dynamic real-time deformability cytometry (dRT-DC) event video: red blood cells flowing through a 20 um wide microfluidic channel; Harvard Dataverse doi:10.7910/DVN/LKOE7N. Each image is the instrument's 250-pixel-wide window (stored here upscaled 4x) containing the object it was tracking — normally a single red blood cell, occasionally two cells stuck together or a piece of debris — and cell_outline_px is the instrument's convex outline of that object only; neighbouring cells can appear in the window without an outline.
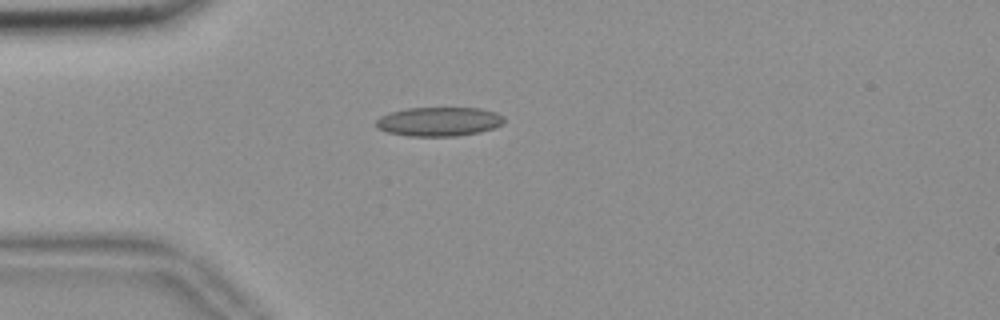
{"species": "common noctule bat (a hibernating species)", "species_latin": "Nyctalus noctula", "temperature_condition": "room temperature", "stored_images_in_passage": 42, "camera_frame_rate_fps": 3000, "um_per_image_px": 0.085, "animal": {"sex": "female", "body_mass_g": 18.4}, "frame": {"image": 1, "passage_image": 2, "time_ms": 0.333, "image_size_px": [1000, 320], "cell_outline_px": [[504, 124], [480, 132], [456, 136], [408, 136], [388, 132], [376, 128], [376, 120], [380, 116], [392, 112], [408, 108], [480, 108], [496, 112], [504, 116]], "centroid_in_image_um": [37.33, 10.33], "position_along_channel_um": 47.7, "area_um2": 21.73}}
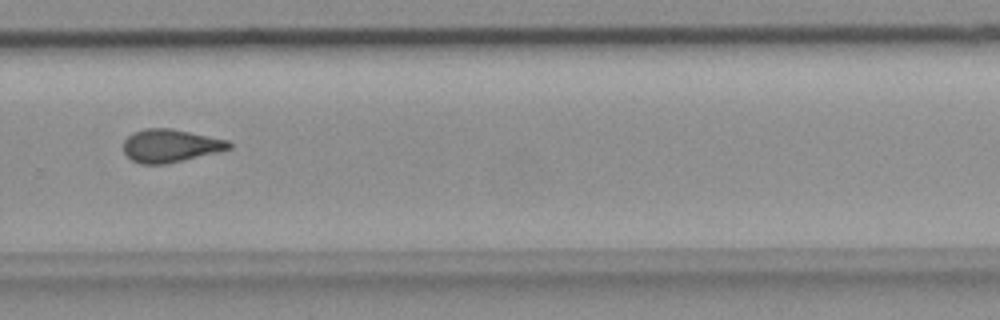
{"frame": {"image": 2, "passage_image": 25, "time_ms": 8.0, "image_size_px": [1000, 320], "cell_outline_px": [[232, 148], [184, 160], [164, 164], [140, 164], [132, 160], [124, 152], [124, 140], [132, 132], [144, 128], [172, 128], [228, 140], [232, 144]], "centroid_in_image_um": [14.47, 12.37], "position_along_channel_um": 315.3, "area_um2": 20.29}}
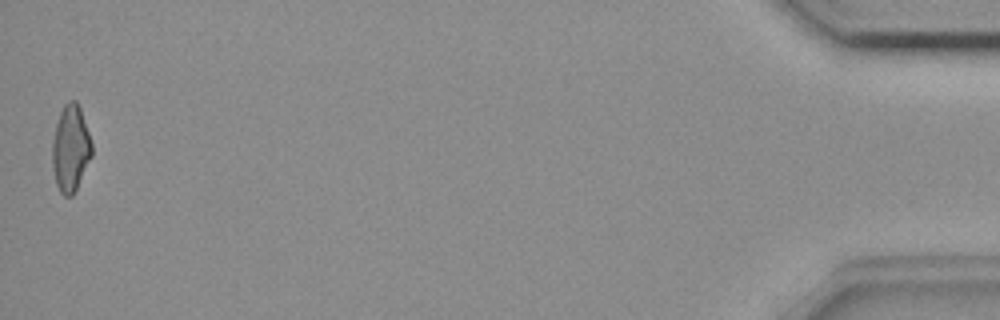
{"frame": {"image": 3, "passage_image": 42, "time_ms": 13.667, "image_size_px": [1000, 320], "cell_outline_px": [[92, 156], [72, 196], [64, 196], [60, 192], [56, 184], [52, 168], [52, 140], [56, 124], [60, 112], [64, 104], [68, 100], [76, 100], [80, 108], [92, 144]], "centroid_in_image_um": [5.98, 12.61], "position_along_channel_um": 429.2, "area_um2": 19.88}, "authors_computed_cell_mechanics": {"area_um2": 20.2878, "velocity_mm_per_s": 3.6871, "shape_relaxation_time_tau1_ms": null, "shape_relaxation_time_tau2_ms": 2.7284, "deformation_change_tau1": null, "deformation_change_tau2": 0.0996}}